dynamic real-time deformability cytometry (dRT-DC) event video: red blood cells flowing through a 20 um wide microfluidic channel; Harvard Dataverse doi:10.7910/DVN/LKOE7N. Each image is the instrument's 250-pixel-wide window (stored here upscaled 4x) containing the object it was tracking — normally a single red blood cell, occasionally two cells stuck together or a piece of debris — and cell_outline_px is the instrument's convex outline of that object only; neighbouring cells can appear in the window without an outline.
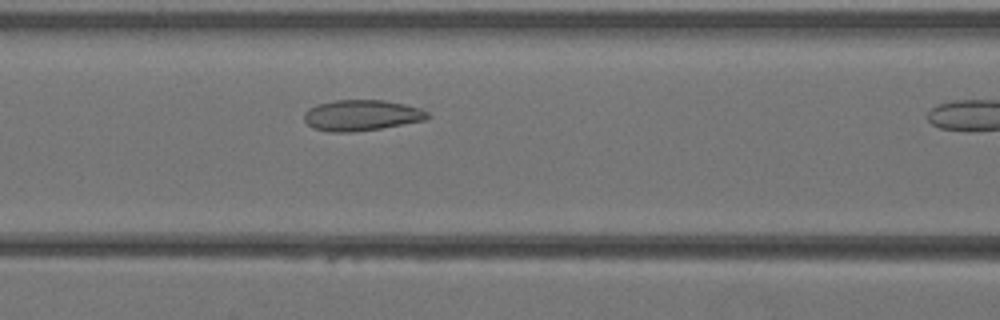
{"species": "Egyptian fruit bat (a non-hibernating species)", "species_latin": "Rousettus aegyptiacus", "temperature_condition": "warm", "stored_images_in_passage": 10, "camera_frame_rate_fps": 3000, "um_per_image_px": 0.085, "animal": {"sex": "female"}, "frame": {"image": 1, "passage_image": 9, "time_ms": 2.667, "image_size_px": [1000, 320], "cell_outline_px": [[428, 116], [424, 120], [380, 128], [352, 132], [328, 132], [312, 128], [304, 120], [304, 112], [308, 108], [316, 104], [336, 100], [384, 100], [404, 104], [420, 108], [428, 112]], "centroid_in_image_um": [30.67, 9.8], "position_along_channel_um": 135.9, "area_um2": 22.14}}